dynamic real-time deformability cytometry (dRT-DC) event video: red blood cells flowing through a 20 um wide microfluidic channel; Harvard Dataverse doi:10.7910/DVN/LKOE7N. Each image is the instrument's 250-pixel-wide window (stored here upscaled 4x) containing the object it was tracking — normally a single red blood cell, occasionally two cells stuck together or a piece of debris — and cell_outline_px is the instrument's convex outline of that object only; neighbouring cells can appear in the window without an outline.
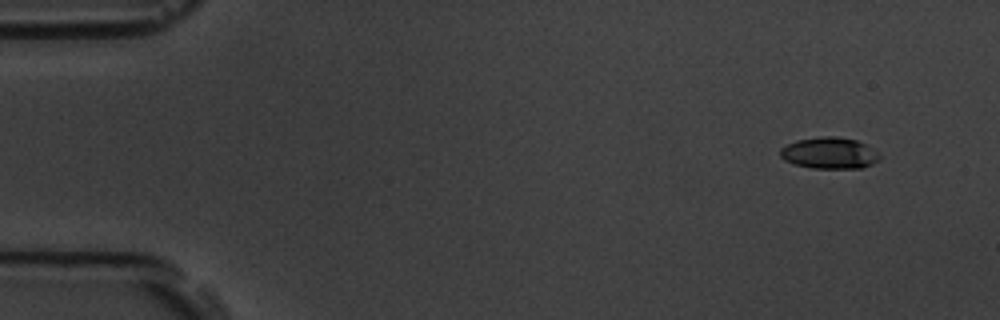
{"species": "common noctule bat (a hibernating species)", "species_latin": "Nyctalus noctula", "temperature_condition": "room temperature", "stored_images_in_passage": 9, "camera_frame_rate_fps": 3000, "um_per_image_px": 0.085, "animal": {"sex": "male", "body_mass_g": 19.5, "forearm_length_mm": 54.6}, "frame": {"image": 1, "passage_image": 1, "time_ms": 0.0, "image_size_px": [1000, 320], "cell_outline_px": [[880, 160], [872, 164], [860, 168], [812, 168], [796, 164], [784, 160], [780, 156], [780, 148], [796, 140], [820, 136], [836, 136], [856, 140], [864, 144], [880, 156]], "centroid_in_image_um": [70.47, 13.01], "position_along_channel_um": 14.5, "area_um2": 18.03}}
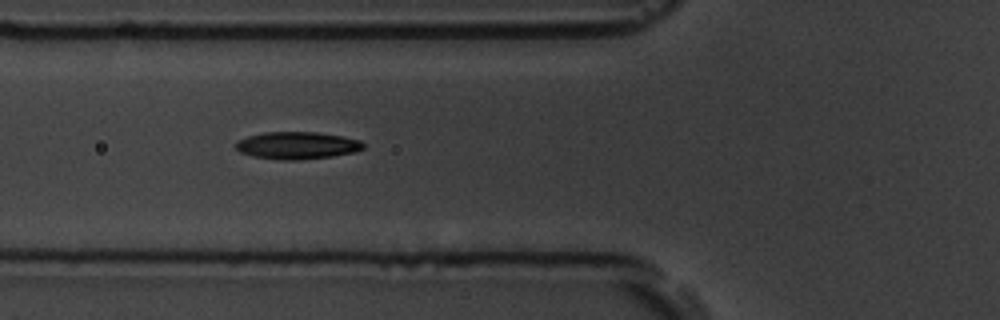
{"frame": {"image": 2, "passage_image": 6, "time_ms": 5.667, "image_size_px": [1000, 320], "cell_outline_px": [[364, 148], [356, 152], [332, 156], [296, 160], [280, 160], [252, 156], [240, 152], [236, 148], [236, 140], [248, 136], [264, 132], [316, 132], [340, 136], [360, 140], [364, 144]], "centroid_in_image_um": [25.24, 12.36], "position_along_channel_um": 100.6, "area_um2": 20.29}}
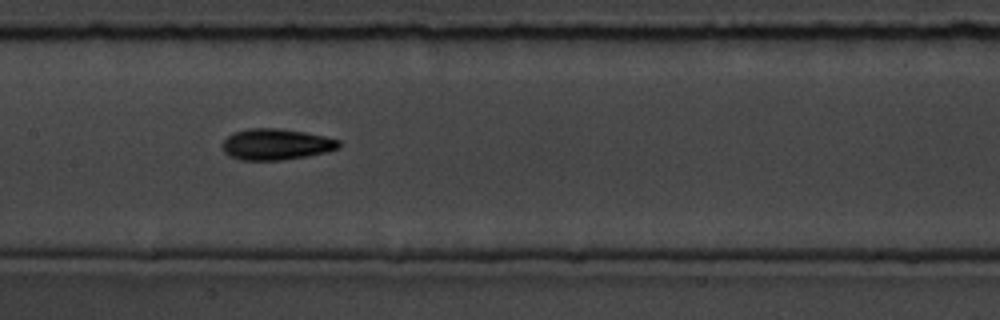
{"frame": {"image": 3, "passage_image": 8, "time_ms": 8.0, "image_size_px": [1000, 320], "cell_outline_px": [[340, 148], [308, 156], [280, 160], [240, 160], [228, 156], [224, 152], [224, 140], [232, 132], [252, 128], [280, 128], [304, 132], [324, 136], [340, 140]], "centroid_in_image_um": [23.47, 12.27], "position_along_channel_um": 183.9, "area_um2": 21.1}}